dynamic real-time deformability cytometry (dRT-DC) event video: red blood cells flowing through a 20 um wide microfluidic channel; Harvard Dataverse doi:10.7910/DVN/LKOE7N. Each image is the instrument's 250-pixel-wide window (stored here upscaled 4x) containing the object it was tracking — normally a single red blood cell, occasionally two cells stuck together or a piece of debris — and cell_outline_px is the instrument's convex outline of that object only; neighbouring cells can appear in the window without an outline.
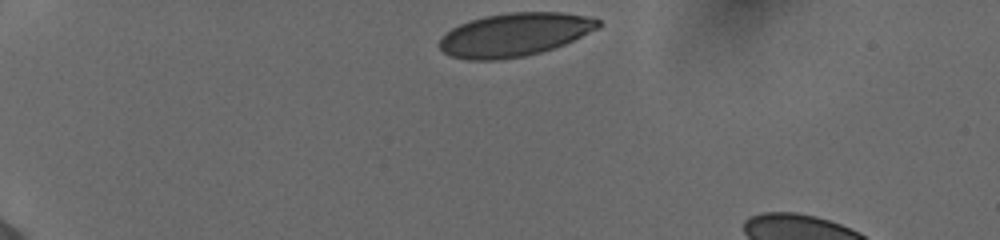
{"species": "human", "species_latin": "Homo sapiens", "temperature_condition": "cold", "stored_images_in_passage": 36, "camera_frame_rate_fps": 3000, "um_per_image_px": 0.085, "donor": {"sex": "female"}, "frame": {"image": 1, "passage_image": 1, "time_ms": 0.0, "image_size_px": [1000, 240], "cell_outline_px": [[600, 28], [564, 44], [540, 52], [524, 56], [500, 60], [468, 60], [452, 56], [444, 52], [440, 48], [440, 36], [452, 28], [460, 24], [484, 16], [508, 12], [560, 12], [584, 16], [600, 20]], "centroid_in_image_um": [43.72, 2.94], "position_along_channel_um": 41.3, "area_um2": 39.94}}
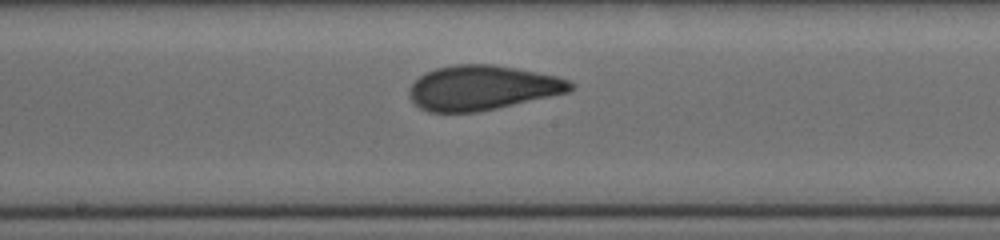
{"frame": {"image": 2, "passage_image": 19, "time_ms": 6.0, "image_size_px": [1000, 240], "cell_outline_px": [[576, 84], [568, 92], [496, 108], [476, 112], [428, 112], [420, 108], [408, 96], [408, 88], [424, 72], [436, 68], [452, 64], [496, 64], [556, 76], [568, 80]], "centroid_in_image_um": [40.95, 7.45], "position_along_channel_um": 207.3, "area_um2": 41.91}}
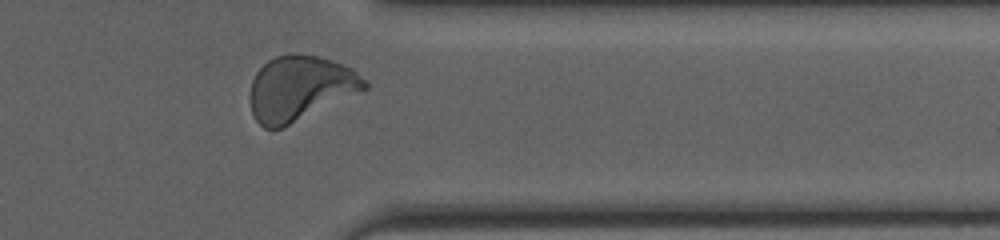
{"frame": {"image": 3, "passage_image": 33, "time_ms": 10.667, "image_size_px": [1000, 240], "cell_outline_px": [[368, 88], [284, 128], [264, 128], [256, 120], [252, 112], [252, 80], [256, 72], [268, 60], [276, 56], [288, 52], [316, 56], [332, 60], [344, 64], [352, 68], [368, 84]], "centroid_in_image_um": [25.52, 7.49], "position_along_channel_um": 385.9, "area_um2": 43.0}, "authors_computed_cell_mechanics": {"area_um2": 41.5582, "velocity_mm_per_s": 3.8753, "shape_relaxation_time_tau1_ms": 4.1608, "shape_relaxation_time_tau2_ms": 0.7839, "deformation_change_tau1": 0.1396, "deformation_change_tau2": 0.0542}}